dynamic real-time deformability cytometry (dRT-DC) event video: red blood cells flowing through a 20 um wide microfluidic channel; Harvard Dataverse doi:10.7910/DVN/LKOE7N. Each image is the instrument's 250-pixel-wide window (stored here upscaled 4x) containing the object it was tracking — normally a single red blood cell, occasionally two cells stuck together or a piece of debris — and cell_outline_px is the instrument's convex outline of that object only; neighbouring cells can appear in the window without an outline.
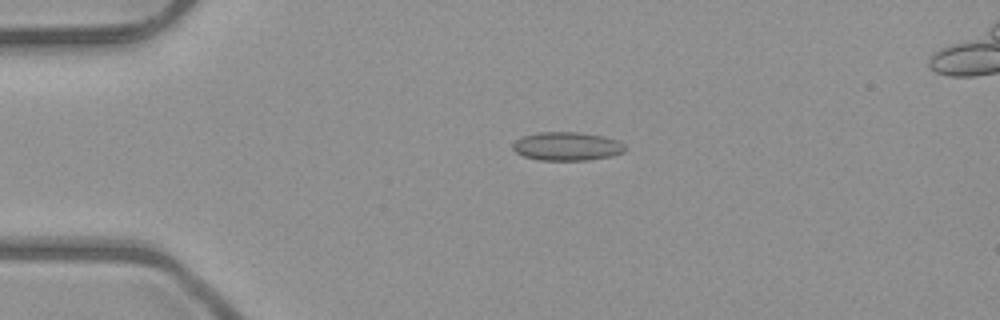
{"species": "common noctule bat (a hibernating species)", "species_latin": "Nyctalus noctula", "temperature_condition": "room temperature", "stored_images_in_passage": 2, "camera_frame_rate_fps": 3000, "um_per_image_px": 0.085, "animal": {"sex": "male", "body_mass_g": 23.1, "forearm_length_mm": 52.7}, "frame": {"image": 1, "passage_image": 1, "time_ms": 0.0, "image_size_px": [1000, 320], "cell_outline_px": [[624, 152], [612, 156], [588, 160], [540, 160], [524, 156], [516, 152], [512, 148], [512, 144], [516, 140], [524, 136], [540, 132], [580, 132], [604, 136], [616, 140], [624, 144]], "centroid_in_image_um": [48.2, 12.43], "position_along_channel_um": 36.8, "area_um2": 18.61}}